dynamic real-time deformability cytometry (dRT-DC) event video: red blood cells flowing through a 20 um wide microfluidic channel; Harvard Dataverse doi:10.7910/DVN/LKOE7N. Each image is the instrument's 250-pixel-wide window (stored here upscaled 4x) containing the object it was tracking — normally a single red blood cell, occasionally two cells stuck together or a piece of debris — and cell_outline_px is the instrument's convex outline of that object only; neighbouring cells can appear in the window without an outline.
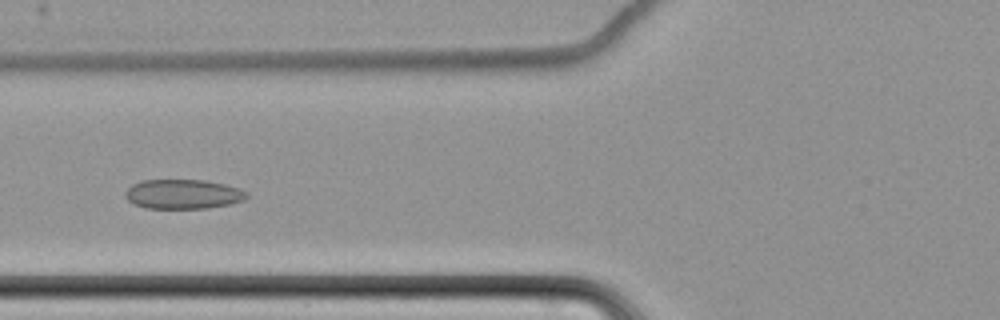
{"species": "common noctule bat (a hibernating species)", "species_latin": "Nyctalus noctula", "temperature_condition": "cold", "stored_images_in_passage": 15, "camera_frame_rate_fps": 3000, "um_per_image_px": 0.085, "animal": {"sex": "female", "body_mass_g": 22.7, "forearm_length_mm": 54.2}, "frame": {"image": 1, "passage_image": 5, "time_ms": 5.667, "image_size_px": [1000, 320], "cell_outline_px": [[248, 196], [244, 200], [228, 204], [208, 208], [144, 208], [132, 204], [124, 196], [124, 192], [132, 184], [140, 180], [204, 180], [224, 184], [240, 188], [248, 192]], "centroid_in_image_um": [15.53, 16.5], "position_along_channel_um": 110.3, "area_um2": 21.04}}
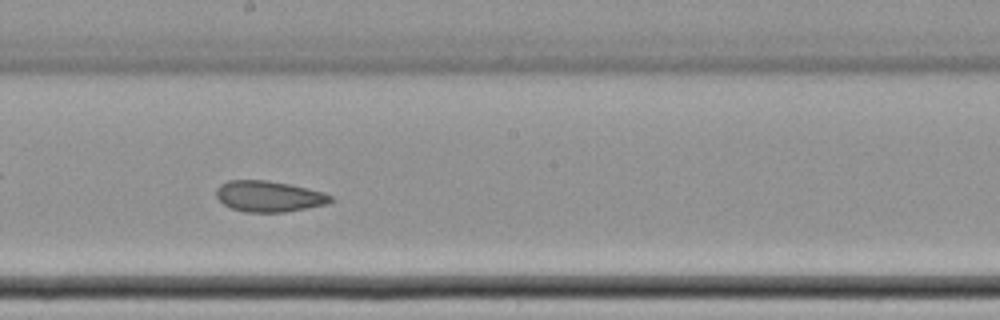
{"frame": {"image": 2, "passage_image": 8, "time_ms": 9.0, "image_size_px": [1000, 320], "cell_outline_px": [[332, 200], [324, 204], [284, 212], [244, 212], [232, 208], [224, 204], [216, 196], [216, 188], [220, 184], [228, 180], [264, 180], [288, 184], [324, 192], [332, 196]], "centroid_in_image_um": [22.8, 16.68], "position_along_channel_um": 225.4, "area_um2": 20.35}}
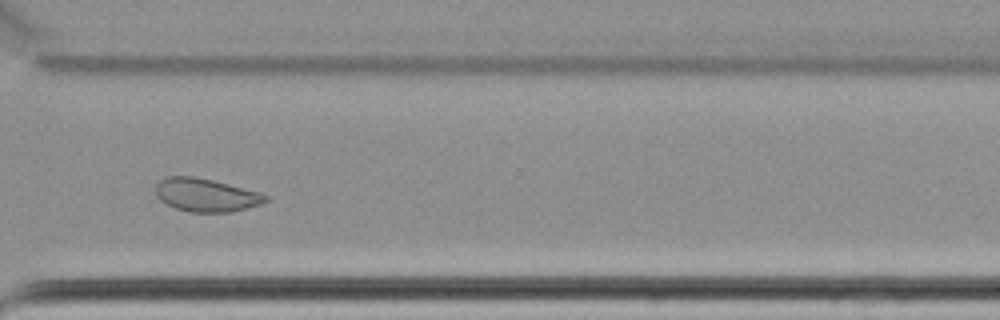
{"frame": {"image": 3, "passage_image": 11, "time_ms": 12.667, "image_size_px": [1000, 320], "cell_outline_px": [[272, 200], [260, 204], [232, 212], [188, 212], [176, 208], [160, 200], [156, 196], [156, 184], [164, 176], [192, 176], [212, 180], [260, 192], [272, 196]], "centroid_in_image_um": [17.55, 16.58], "position_along_channel_um": 353.1, "area_um2": 21.44}, "authors_computed_cell_mechanics": {"area_um2": 21.6172, "velocity_mm_per_s": 3.4625, "shape_relaxation_time_tau1_ms": null, "shape_relaxation_time_tau2_ms": 1.8546, "deformation_change_tau1": null, "deformation_change_tau2": 0.048}}